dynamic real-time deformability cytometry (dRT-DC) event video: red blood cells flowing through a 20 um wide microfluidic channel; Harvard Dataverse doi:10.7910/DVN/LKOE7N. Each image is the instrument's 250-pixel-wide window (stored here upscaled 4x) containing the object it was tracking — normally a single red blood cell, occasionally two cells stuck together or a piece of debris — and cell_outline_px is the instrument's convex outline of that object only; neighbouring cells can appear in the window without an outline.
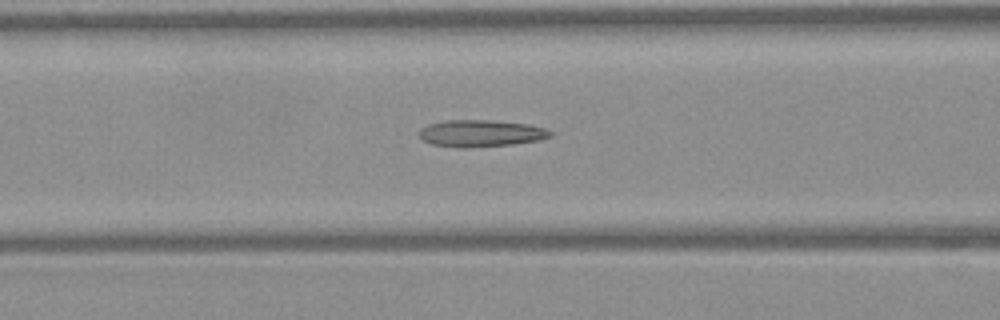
{"species": "Egyptian fruit bat (a non-hibernating species)", "species_latin": "Rousettus aegyptiacus", "temperature_condition": "warm", "stored_images_in_passage": 45, "camera_frame_rate_fps": 3000, "um_per_image_px": 0.085, "frame": {"image": 1, "passage_image": 20, "time_ms": 6.333, "image_size_px": [1000, 320], "cell_outline_px": [[552, 136], [540, 140], [512, 144], [464, 148], [460, 148], [432, 144], [424, 140], [420, 136], [420, 128], [428, 124], [448, 120], [492, 120], [528, 124], [544, 128], [552, 132]], "centroid_in_image_um": [40.88, 11.33], "position_along_channel_um": 125.7, "area_um2": 20.46}}
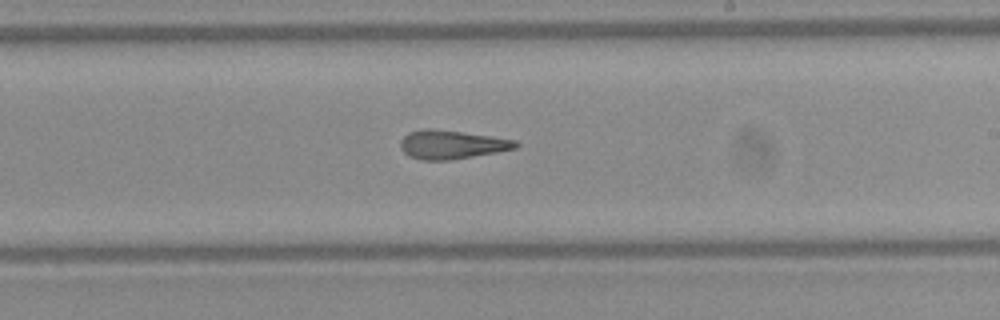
{"frame": {"image": 2, "passage_image": 29, "time_ms": 9.333, "image_size_px": [1000, 320], "cell_outline_px": [[520, 144], [516, 148], [496, 152], [448, 160], [420, 160], [408, 156], [400, 148], [400, 140], [408, 132], [428, 128], [460, 132], [516, 140]], "centroid_in_image_um": [38.34, 12.29], "position_along_channel_um": 250.7, "area_um2": 19.02}}
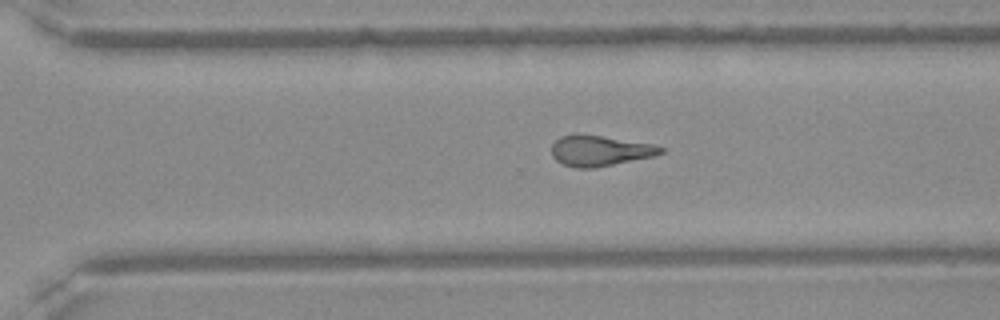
{"frame": {"image": 3, "passage_image": 34, "time_ms": 11.0, "image_size_px": [1000, 320], "cell_outline_px": [[664, 152], [656, 156], [592, 168], [576, 168], [564, 164], [556, 160], [552, 156], [552, 144], [560, 136], [600, 136], [652, 144], [664, 148]], "centroid_in_image_um": [51.01, 12.84], "position_along_channel_um": 319.6, "area_um2": 18.9}}